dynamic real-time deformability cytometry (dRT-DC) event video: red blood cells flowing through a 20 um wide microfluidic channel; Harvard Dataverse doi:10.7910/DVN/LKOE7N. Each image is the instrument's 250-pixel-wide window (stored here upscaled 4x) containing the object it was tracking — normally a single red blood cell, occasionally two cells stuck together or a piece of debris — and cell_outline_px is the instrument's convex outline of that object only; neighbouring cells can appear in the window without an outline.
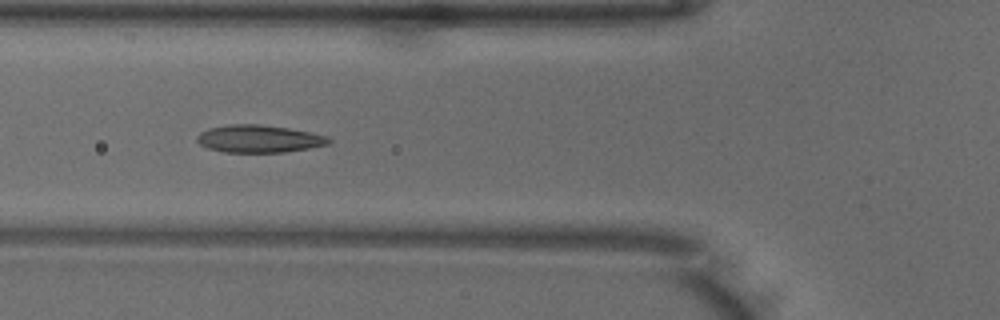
{"species": "common noctule bat (a hibernating species)", "species_latin": "Nyctalus noctula", "temperature_condition": "warm", "stored_images_in_passage": 37, "camera_frame_rate_fps": 3000, "um_per_image_px": 0.085, "animal": {"sex": "male", "body_mass_g": 18.8}, "frame": {"image": 1, "passage_image": 6, "time_ms": 1.667, "image_size_px": [1000, 320], "cell_outline_px": [[332, 140], [328, 144], [308, 148], [284, 152], [224, 152], [208, 148], [200, 144], [196, 140], [196, 136], [200, 132], [208, 128], [228, 124], [260, 124], [288, 128], [312, 132], [328, 136]], "centroid_in_image_um": [22.0, 11.79], "position_along_channel_um": 103.8, "area_um2": 21.21}}
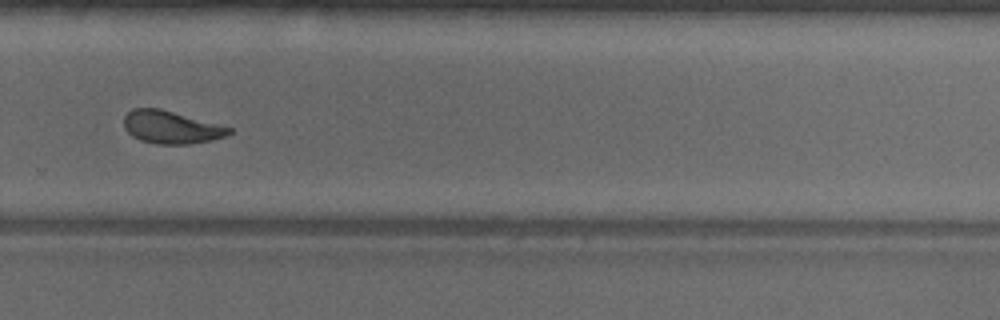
{"frame": {"image": 2, "passage_image": 22, "time_ms": 7.0, "image_size_px": [1000, 320], "cell_outline_px": [[232, 132], [224, 136], [212, 140], [188, 144], [156, 144], [140, 140], [132, 136], [124, 128], [124, 116], [132, 108], [160, 108], [232, 128]], "centroid_in_image_um": [14.51, 10.81], "position_along_channel_um": 315.3, "area_um2": 19.94}, "authors_computed_cell_mechanics": {"area_um2": 20.2878, "velocity_mm_per_s": 3.966, "shape_relaxation_time_tau1_ms": 3.0812, "shape_relaxation_time_tau2_ms": 1.3296, "deformation_change_tau1": 0.1533, "deformation_change_tau2": 0.0856}}